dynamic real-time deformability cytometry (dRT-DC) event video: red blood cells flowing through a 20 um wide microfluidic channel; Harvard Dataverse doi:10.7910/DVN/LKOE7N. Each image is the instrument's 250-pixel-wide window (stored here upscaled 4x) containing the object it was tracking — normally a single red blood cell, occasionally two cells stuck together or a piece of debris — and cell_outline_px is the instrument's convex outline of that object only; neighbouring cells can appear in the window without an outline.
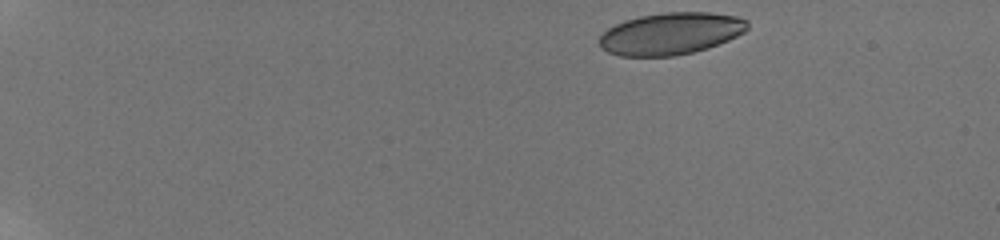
{"species": "human", "species_latin": "Homo sapiens", "temperature_condition": "room temperature", "stored_images_in_passage": 17, "camera_frame_rate_fps": 3000, "um_per_image_px": 0.085, "donor": {"sex": "male"}, "frame": {"image": 1, "passage_image": 1, "time_ms": 0.0, "image_size_px": [1000, 240], "cell_outline_px": [[748, 28], [744, 32], [728, 40], [708, 48], [692, 52], [672, 56], [620, 56], [608, 52], [600, 48], [600, 36], [608, 28], [624, 20], [640, 16], [664, 12], [708, 12], [736, 16], [748, 20]], "centroid_in_image_um": [57.01, 2.85], "position_along_channel_um": 28.0, "area_um2": 36.24}}
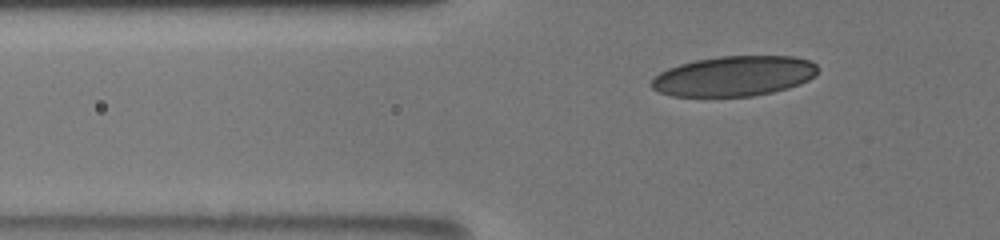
{"frame": {"image": 2, "passage_image": 11, "time_ms": 4.0, "image_size_px": [1000, 240], "cell_outline_px": [[816, 76], [800, 84], [788, 88], [772, 92], [752, 96], [672, 96], [660, 92], [652, 88], [648, 84], [660, 72], [668, 68], [680, 64], [696, 60], [720, 56], [792, 56], [808, 60], [816, 64]], "centroid_in_image_um": [62.38, 6.47], "position_along_channel_um": 63.4, "area_um2": 38.84}}
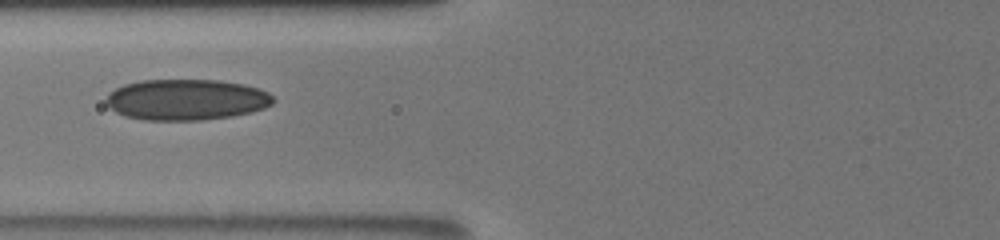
{"frame": {"image": 3, "passage_image": 15, "time_ms": 5.667, "image_size_px": [1000, 240], "cell_outline_px": [[276, 100], [272, 104], [264, 108], [252, 112], [232, 116], [200, 120], [144, 120], [124, 116], [116, 112], [104, 100], [108, 92], [124, 84], [140, 80], [220, 80], [244, 84], [268, 92]], "centroid_in_image_um": [15.83, 8.47], "position_along_channel_um": 110.0, "area_um2": 40.06}}